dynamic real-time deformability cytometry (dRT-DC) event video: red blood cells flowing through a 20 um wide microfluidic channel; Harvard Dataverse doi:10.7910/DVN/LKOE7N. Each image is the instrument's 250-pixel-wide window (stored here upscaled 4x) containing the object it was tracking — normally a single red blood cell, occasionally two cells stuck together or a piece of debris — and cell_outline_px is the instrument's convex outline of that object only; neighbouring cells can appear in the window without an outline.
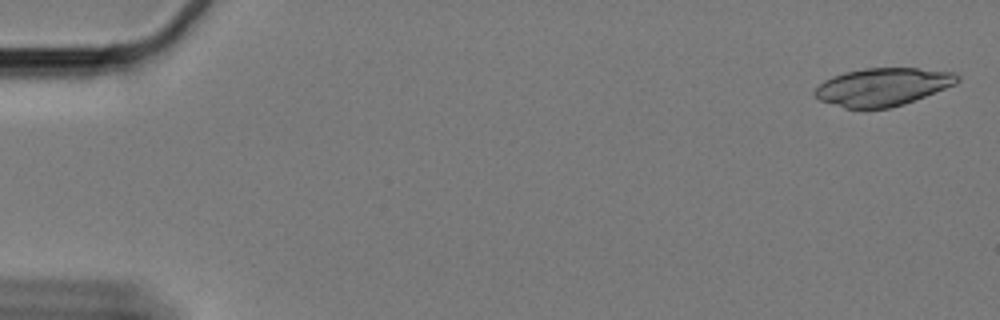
{"species": "Egyptian fruit bat (a non-hibernating species)", "species_latin": "Rousettus aegyptiacus", "temperature_condition": "cold", "stored_images_in_passage": 60, "camera_frame_rate_fps": 3000, "um_per_image_px": 0.085, "animal": {"sex": "female"}, "frame": {"image": 1, "passage_image": 1, "time_ms": 0.0, "image_size_px": [1000, 320], "cell_outline_px": [[960, 80], [956, 84], [904, 104], [888, 108], [844, 108], [820, 100], [812, 96], [812, 92], [824, 80], [832, 76], [844, 72], [864, 68], [920, 68], [952, 72], [960, 76]], "centroid_in_image_um": [75.0, 7.38], "position_along_channel_um": 10.0, "area_um2": 31.5}}
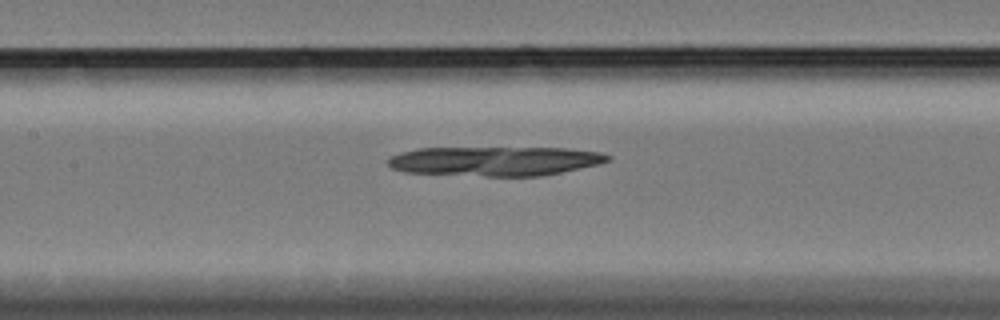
{"frame": {"image": 2, "passage_image": 28, "time_ms": 9.0, "image_size_px": [1000, 320], "cell_outline_px": [[612, 156], [608, 160], [596, 164], [560, 172], [540, 176], [488, 176], [404, 172], [392, 168], [388, 164], [388, 160], [392, 156], [400, 152], [420, 148], [568, 148], [600, 152]], "centroid_in_image_um": [42.05, 13.69], "position_along_channel_um": 165.4, "area_um2": 37.28}}
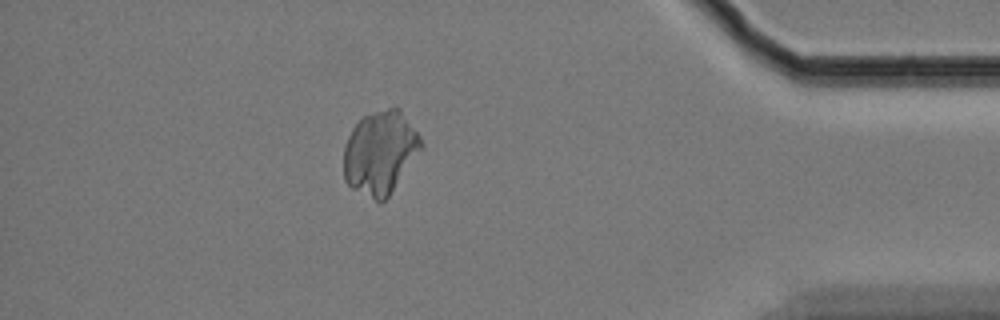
{"frame": {"image": 3, "passage_image": 53, "time_ms": 17.333, "image_size_px": [1000, 320], "cell_outline_px": [[424, 144], [388, 196], [380, 204], [352, 188], [344, 180], [344, 148], [348, 136], [352, 128], [364, 116], [388, 108], [400, 108], [420, 136]], "centroid_in_image_um": [32.3, 12.97], "position_along_channel_um": 402.9, "area_um2": 37.11}}